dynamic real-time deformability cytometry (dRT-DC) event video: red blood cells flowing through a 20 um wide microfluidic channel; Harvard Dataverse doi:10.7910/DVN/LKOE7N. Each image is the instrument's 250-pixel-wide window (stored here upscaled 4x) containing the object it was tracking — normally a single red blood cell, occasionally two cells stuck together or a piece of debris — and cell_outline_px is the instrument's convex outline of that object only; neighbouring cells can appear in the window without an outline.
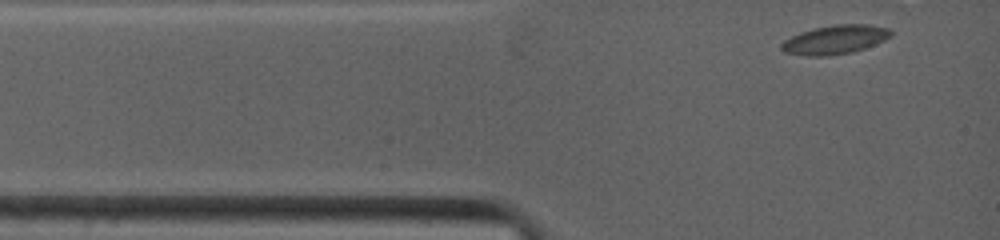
{"species": "common noctule bat (a hibernating species)", "species_latin": "Nyctalus noctula", "temperature_condition": "warm", "stored_images_in_passage": 3, "camera_frame_rate_fps": 4500, "um_per_image_px": 0.085, "animal": {"sex": "female", "body_mass_g": 19.0, "forearm_length_mm": 53.3}, "frame": {"image": 1, "passage_image": 1, "time_ms": 0.0, "image_size_px": [1000, 240], "cell_outline_px": [[892, 36], [884, 40], [864, 48], [852, 52], [828, 56], [808, 56], [784, 52], [780, 48], [780, 44], [784, 40], [800, 32], [816, 28], [836, 24], [868, 24], [888, 28], [892, 32]], "centroid_in_image_um": [70.97, 3.37], "position_along_channel_um": 14.0, "area_um2": 18.38}}
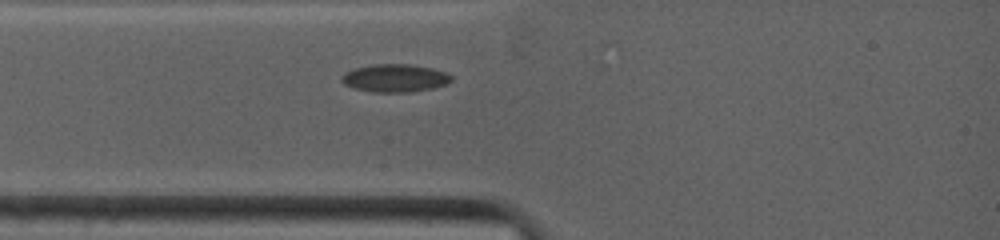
{"frame": {"image": 2, "passage_image": 3, "time_ms": 1.778, "image_size_px": [1000, 240], "cell_outline_px": [[452, 80], [448, 84], [432, 88], [408, 92], [372, 92], [352, 88], [344, 84], [340, 80], [340, 76], [344, 72], [356, 68], [372, 64], [408, 64], [432, 68], [444, 72], [452, 76]], "centroid_in_image_um": [33.53, 6.64], "position_along_channel_um": 51.5, "area_um2": 17.92}}